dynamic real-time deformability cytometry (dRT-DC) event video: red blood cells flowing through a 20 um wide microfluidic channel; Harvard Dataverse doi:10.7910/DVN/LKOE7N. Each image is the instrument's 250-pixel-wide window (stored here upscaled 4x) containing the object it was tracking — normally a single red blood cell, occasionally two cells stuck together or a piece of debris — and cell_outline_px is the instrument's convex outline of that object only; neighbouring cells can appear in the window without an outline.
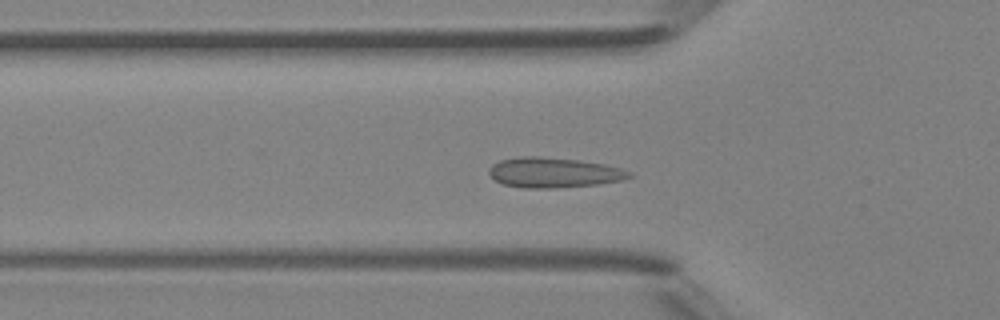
{"species": "Egyptian fruit bat (a non-hibernating species)", "species_latin": "Rousettus aegyptiacus", "temperature_condition": "room temperature", "stored_images_in_passage": 39, "camera_frame_rate_fps": 3000, "um_per_image_px": 0.085, "animal": {"sex": "female"}, "frame": {"image": 1, "passage_image": 7, "time_ms": 2.0, "image_size_px": [1000, 320], "cell_outline_px": [[636, 176], [624, 180], [600, 184], [556, 188], [524, 188], [504, 184], [496, 180], [488, 172], [488, 168], [492, 164], [500, 160], [520, 156], [536, 156], [580, 160], [604, 164], [620, 168]], "centroid_in_image_um": [47.09, 14.67], "position_along_channel_um": 78.7, "area_um2": 24.74}}
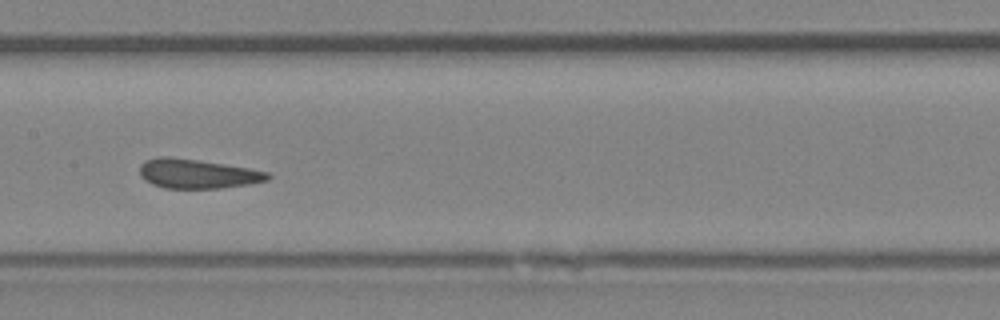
{"frame": {"image": 2, "passage_image": 15, "time_ms": 4.667, "image_size_px": [1000, 320], "cell_outline_px": [[272, 176], [268, 180], [248, 184], [220, 188], [164, 188], [152, 184], [144, 180], [140, 176], [140, 164], [144, 160], [160, 156], [168, 156], [224, 164], [248, 168], [268, 172]], "centroid_in_image_um": [16.74, 14.77], "position_along_channel_um": 190.7, "area_um2": 21.85}}
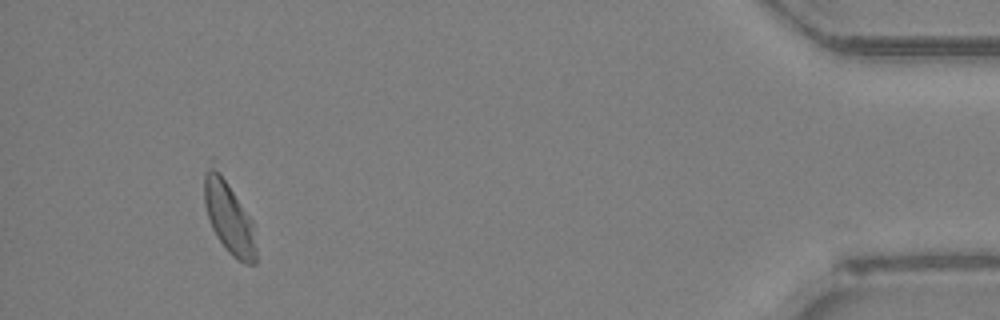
{"frame": {"image": 3, "passage_image": 36, "time_ms": 11.667, "image_size_px": [1000, 320], "cell_outline_px": [[256, 264], [244, 264], [232, 256], [228, 252], [216, 236], [212, 228], [204, 204], [204, 172], [212, 156], [216, 156], [256, 224]], "centroid_in_image_um": [19.47, 18.22], "position_along_channel_um": 415.7, "area_um2": 24.22}, "authors_computed_cell_mechanics": {"area_um2": 22.253, "velocity_mm_per_s": 4.2091, "shape_relaxation_time_tau1_ms": null, "shape_relaxation_time_tau2_ms": 0.7695, "deformation_change_tau1": null, "deformation_change_tau2": 0.0529}}